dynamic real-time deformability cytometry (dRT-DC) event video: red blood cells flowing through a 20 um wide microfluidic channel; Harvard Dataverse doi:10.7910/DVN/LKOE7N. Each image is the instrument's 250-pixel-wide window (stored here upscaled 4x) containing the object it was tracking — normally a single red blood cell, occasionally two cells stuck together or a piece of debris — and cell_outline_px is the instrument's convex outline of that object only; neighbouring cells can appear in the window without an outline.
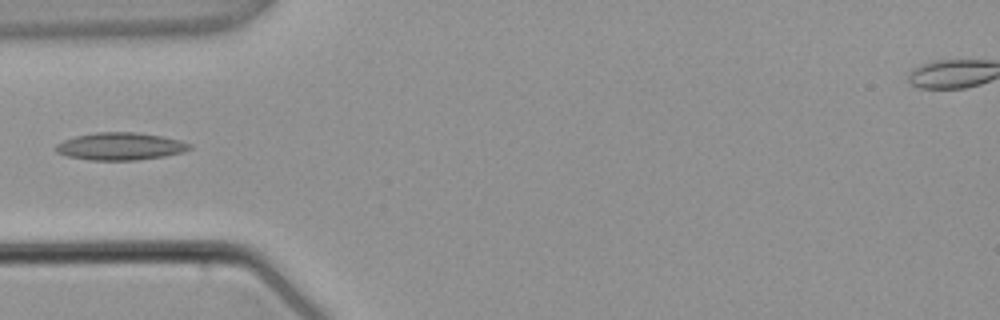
{"species": "common noctule bat (a hibernating species)", "species_latin": "Nyctalus noctula", "temperature_condition": "warm", "stored_images_in_passage": 4, "camera_frame_rate_fps": 3000, "um_per_image_px": 0.085, "animal": {"sex": "male", "body_mass_g": 21.5, "forearm_length_mm": 52.0}, "frame": {"image": 1, "passage_image": 4, "time_ms": 4.0, "image_size_px": [1000, 320], "cell_outline_px": [[192, 148], [184, 152], [164, 156], [136, 160], [88, 160], [68, 156], [56, 152], [56, 144], [64, 140], [76, 136], [96, 132], [136, 132], [164, 136], [180, 140], [192, 144]], "centroid_in_image_um": [10.26, 12.43], "position_along_channel_um": 74.7, "area_um2": 21.5}}